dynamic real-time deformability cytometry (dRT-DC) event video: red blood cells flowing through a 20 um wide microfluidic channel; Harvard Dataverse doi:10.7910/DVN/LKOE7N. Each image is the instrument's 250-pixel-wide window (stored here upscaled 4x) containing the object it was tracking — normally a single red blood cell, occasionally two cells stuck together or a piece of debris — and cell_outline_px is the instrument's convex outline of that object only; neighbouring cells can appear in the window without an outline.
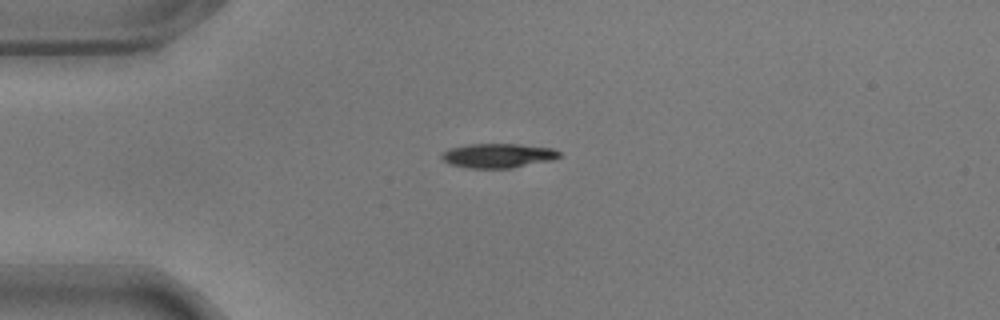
{"species": "common noctule bat (a hibernating species)", "species_latin": "Nyctalus noctula", "temperature_condition": "warm", "stored_images_in_passage": 32, "camera_frame_rate_fps": 3000, "um_per_image_px": 0.085, "animal": {"sex": "male", "body_mass_g": 17.9}, "frame": {"image": 1, "passage_image": 1, "time_ms": 0.0, "image_size_px": [1000, 320], "cell_outline_px": [[560, 156], [552, 160], [512, 168], [468, 168], [452, 164], [444, 160], [440, 156], [440, 152], [448, 148], [468, 144], [520, 144], [552, 148], [560, 152]], "centroid_in_image_um": [42.31, 13.22], "position_along_channel_um": 42.7, "area_um2": 16.76}}
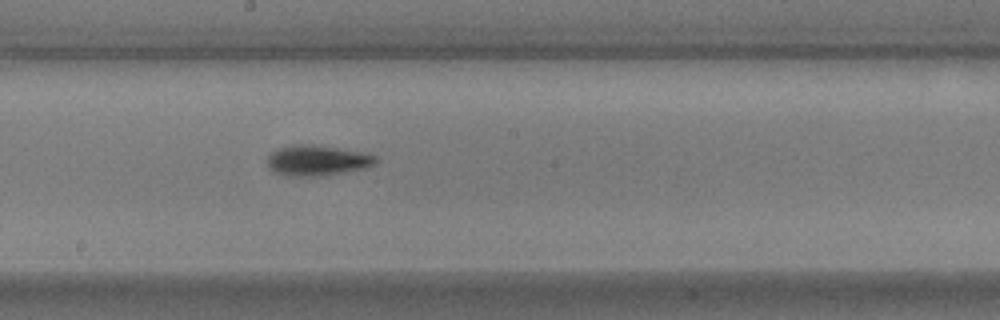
{"frame": {"image": 2, "passage_image": 18, "time_ms": 5.667, "image_size_px": [1000, 320], "cell_outline_px": [[376, 164], [368, 168], [316, 176], [284, 176], [272, 172], [268, 168], [268, 156], [276, 148], [296, 144], [312, 144], [364, 152], [376, 156]], "centroid_in_image_um": [26.94, 13.64], "position_along_channel_um": 221.3, "area_um2": 19.42}}
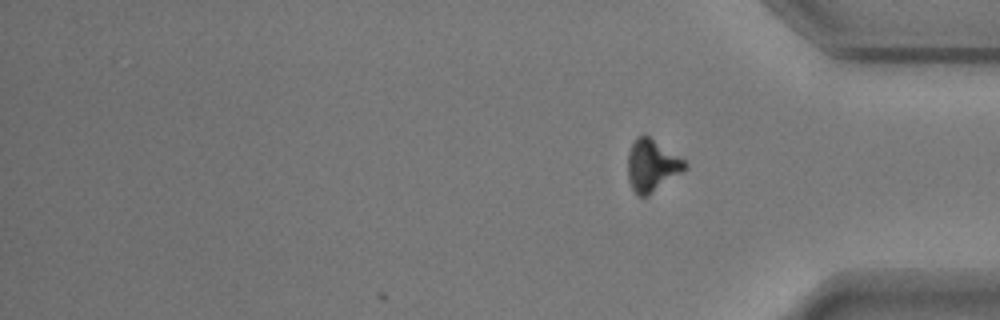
{"frame": {"image": 3, "passage_image": 32, "time_ms": 10.333, "image_size_px": [1000, 320], "cell_outline_px": [[688, 168], [648, 196], [636, 196], [628, 180], [628, 152], [636, 136], [644, 132], [684, 160], [688, 164]], "centroid_in_image_um": [55.4, 14.05], "position_along_channel_um": 379.8, "area_um2": 17.51}, "authors_computed_cell_mechanics": {"area_um2": 17.4267, "velocity_mm_per_s": 3.5568, "shape_relaxation_time_tau1_ms": 2.0507, "shape_relaxation_time_tau2_ms": 5.0622, "deformation_change_tau1": 0.1672, "deformation_change_tau2": 0.1405}}